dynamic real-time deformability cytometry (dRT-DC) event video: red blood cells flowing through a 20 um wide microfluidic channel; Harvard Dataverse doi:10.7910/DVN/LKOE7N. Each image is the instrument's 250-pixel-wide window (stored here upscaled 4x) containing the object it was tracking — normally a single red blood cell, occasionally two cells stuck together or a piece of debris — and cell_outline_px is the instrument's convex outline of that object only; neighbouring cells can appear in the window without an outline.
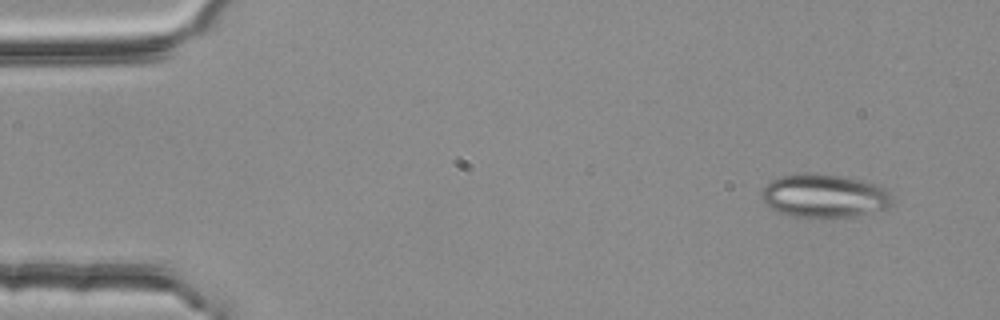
{"species": "common noctule bat (a hibernating species)", "species_latin": "Nyctalus noctula", "temperature_condition": "room temperature", "stored_images_in_passage": 3, "camera_frame_rate_fps": 3000, "um_per_image_px": 0.085, "animal": {"sex": "female", "body_mass_g": 25.1}, "frame": {"image": 1, "passage_image": 1, "time_ms": 0.0, "image_size_px": [1000, 320], "cell_outline_px": [[892, 204], [884, 208], [852, 216], [796, 216], [780, 212], [764, 204], [760, 196], [760, 192], [772, 180], [780, 176], [804, 172], [812, 172], [840, 176], [872, 184], [884, 188], [892, 196]], "centroid_in_image_um": [69.99, 16.62], "position_along_channel_um": 15.0, "area_um2": 32.31}}